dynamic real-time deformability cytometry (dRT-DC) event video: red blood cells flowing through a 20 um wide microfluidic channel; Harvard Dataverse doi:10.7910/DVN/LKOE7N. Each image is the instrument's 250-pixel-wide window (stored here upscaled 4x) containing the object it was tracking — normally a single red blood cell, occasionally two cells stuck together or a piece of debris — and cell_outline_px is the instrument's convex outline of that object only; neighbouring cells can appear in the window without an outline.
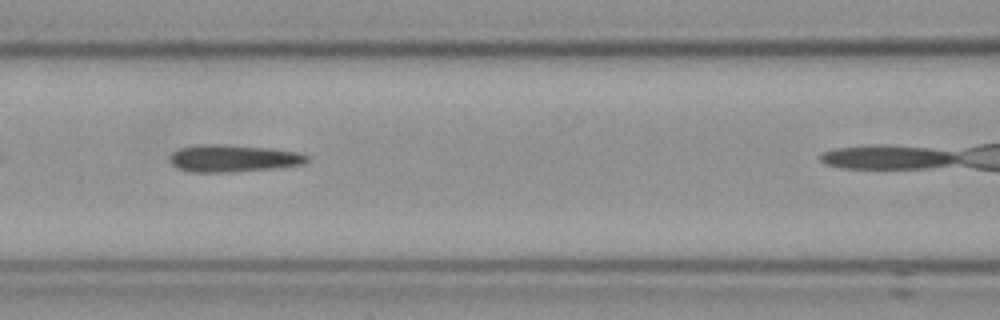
{"species": "Egyptian fruit bat (a non-hibernating species)", "species_latin": "Rousettus aegyptiacus", "temperature_condition": "cold", "stored_images_in_passage": 14, "camera_frame_rate_fps": 3000, "um_per_image_px": 0.085, "frame": {"image": 1, "passage_image": 7, "time_ms": 2.0, "image_size_px": [1000, 320], "cell_outline_px": [[312, 156], [304, 164], [272, 168], [228, 172], [192, 172], [176, 168], [168, 160], [168, 156], [172, 152], [180, 148], [200, 144], [220, 144], [272, 148], [300, 152]], "centroid_in_image_um": [19.82, 13.45], "position_along_channel_um": 146.8, "area_um2": 21.96}}